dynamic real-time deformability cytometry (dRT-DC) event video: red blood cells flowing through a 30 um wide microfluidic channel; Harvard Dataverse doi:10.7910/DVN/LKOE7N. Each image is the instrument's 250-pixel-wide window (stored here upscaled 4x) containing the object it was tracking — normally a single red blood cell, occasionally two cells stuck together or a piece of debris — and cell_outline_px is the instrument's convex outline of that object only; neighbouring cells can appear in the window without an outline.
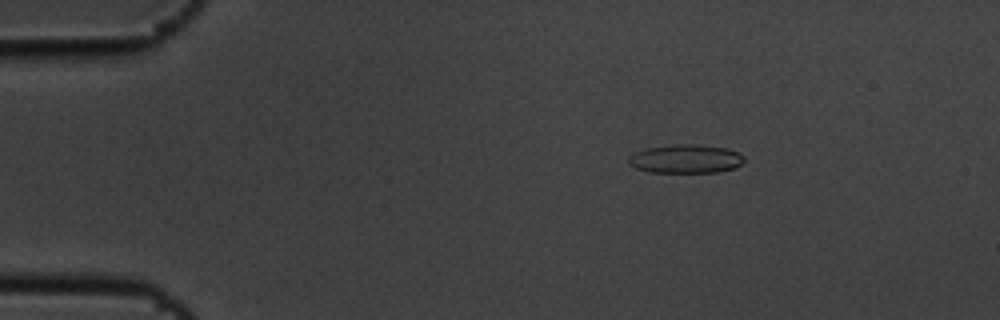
{"species": "common noctule bat (a hibernating species)", "species_latin": "Nyctalus noctula", "temperature_condition": "cold", "stored_images_in_passage": 4, "camera_frame_rate_fps": 3000, "um_per_image_px": 0.085, "animal": {"sex": "male", "body_mass_g": 19.5, "forearm_length_mm": 54.6}, "frame": {"image": 1, "passage_image": 2, "time_ms": 0.333, "image_size_px": [1000, 320], "cell_outline_px": [[744, 160], [736, 168], [716, 172], [648, 172], [636, 168], [628, 164], [628, 156], [636, 152], [648, 148], [676, 144], [696, 144], [724, 148], [736, 152], [744, 156]], "centroid_in_image_um": [58.26, 13.51], "position_along_channel_um": 26.7, "area_um2": 19.19}}